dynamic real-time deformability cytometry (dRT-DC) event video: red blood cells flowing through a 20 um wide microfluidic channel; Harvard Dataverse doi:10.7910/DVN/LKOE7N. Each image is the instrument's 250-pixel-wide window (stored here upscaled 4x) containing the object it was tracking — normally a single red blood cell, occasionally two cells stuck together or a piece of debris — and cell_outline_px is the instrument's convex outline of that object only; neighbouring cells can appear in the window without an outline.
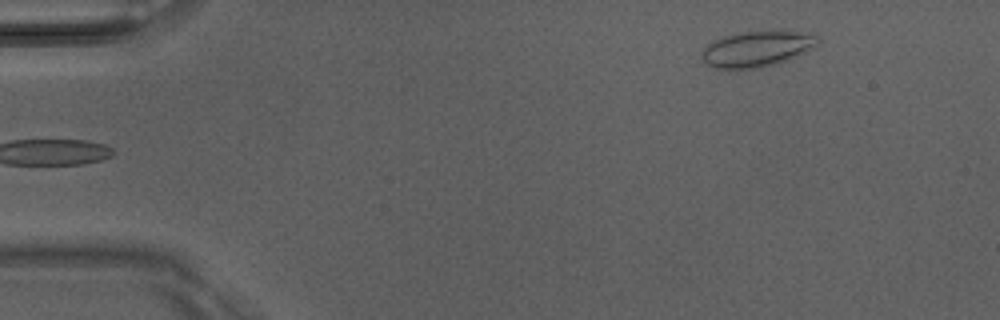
{"species": "Egyptian fruit bat (a non-hibernating species)", "species_latin": "Rousettus aegyptiacus", "temperature_condition": "room temperature", "stored_images_in_passage": 2, "camera_frame_rate_fps": 3000, "um_per_image_px": 0.085, "animal": {"sex": "male"}, "frame": {"image": 1, "passage_image": 2, "time_ms": 0.333, "image_size_px": [1000, 320], "cell_outline_px": [[820, 44], [788, 60], [776, 64], [760, 68], [716, 68], [700, 60], [700, 52], [712, 40], [724, 36], [744, 32], [772, 28], [812, 32], [820, 36]], "centroid_in_image_um": [64.41, 4.1], "position_along_channel_um": 20.6, "area_um2": 25.14}}